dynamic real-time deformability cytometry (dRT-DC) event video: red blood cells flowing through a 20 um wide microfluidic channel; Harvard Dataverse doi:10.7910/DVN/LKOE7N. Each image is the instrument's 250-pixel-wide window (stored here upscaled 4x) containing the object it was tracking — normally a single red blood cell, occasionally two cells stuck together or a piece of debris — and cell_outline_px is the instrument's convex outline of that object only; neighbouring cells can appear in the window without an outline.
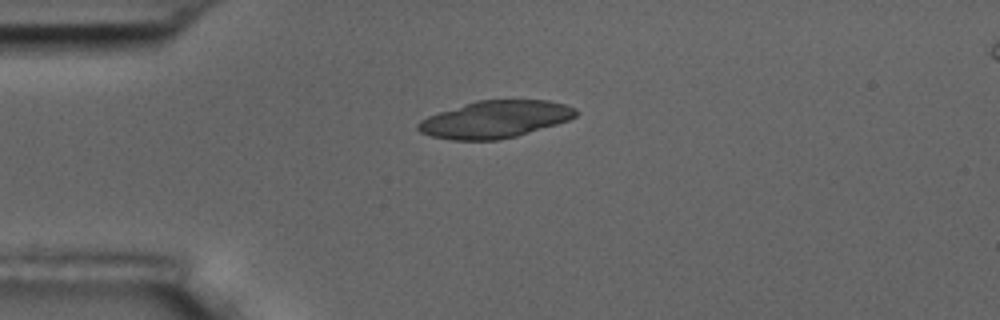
{"species": "common noctule bat (a hibernating species)", "species_latin": "Nyctalus noctula", "temperature_condition": "room temperature", "stored_images_in_passage": 6, "segment_of_instrument_passage": [2, 2], "camera_frame_rate_fps": 3000, "um_per_image_px": 0.085, "animal": {"sex": "male", "body_mass_g": 17.5, "forearm_length_mm": 52.3}, "frame": {"image": 1, "passage_image": 6, "time_ms": 6.667, "image_size_px": [1000, 320], "cell_outline_px": [[580, 112], [576, 116], [568, 120], [556, 124], [516, 136], [500, 140], [452, 140], [432, 136], [420, 132], [416, 128], [416, 124], [420, 120], [428, 116], [476, 100], [548, 100], [564, 104], [576, 108]], "centroid_in_image_um": [42.09, 10.14], "position_along_channel_um": 42.9, "area_um2": 34.1}}